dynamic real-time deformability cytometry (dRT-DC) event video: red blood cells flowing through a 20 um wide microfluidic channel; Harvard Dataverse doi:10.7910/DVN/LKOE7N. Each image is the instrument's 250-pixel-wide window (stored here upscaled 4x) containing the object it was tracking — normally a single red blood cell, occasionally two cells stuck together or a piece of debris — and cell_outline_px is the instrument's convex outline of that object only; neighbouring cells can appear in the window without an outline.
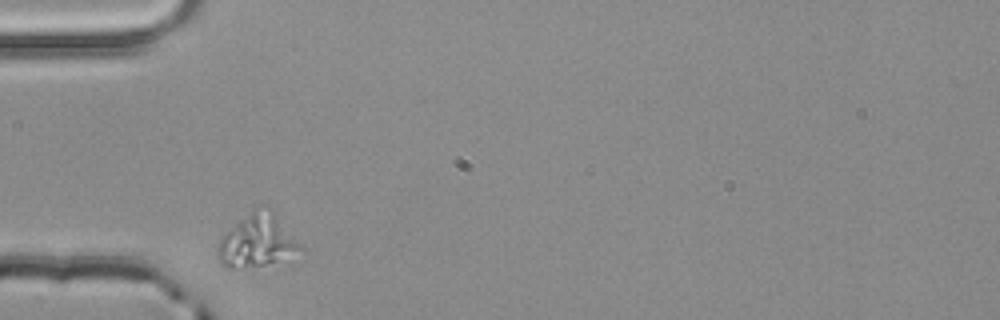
{"species": "common noctule bat (a hibernating species)", "species_latin": "Nyctalus noctula", "temperature_condition": "room temperature", "stored_images_in_passage": 3, "camera_frame_rate_fps": 3000, "um_per_image_px": 0.085, "animal": {"sex": "male", "body_mass_g": 20.4}, "frame": {"image": 1, "passage_image": 1, "time_ms": 0.0, "image_size_px": [1000, 320], "cell_outline_px": [[304, 252], [264, 264], [232, 268], [224, 268], [220, 264], [220, 240], [252, 208], [260, 204], [264, 204], [272, 212], [304, 248]], "centroid_in_image_um": [21.89, 20.45], "position_along_channel_um": 63.1, "area_um2": 24.45}}
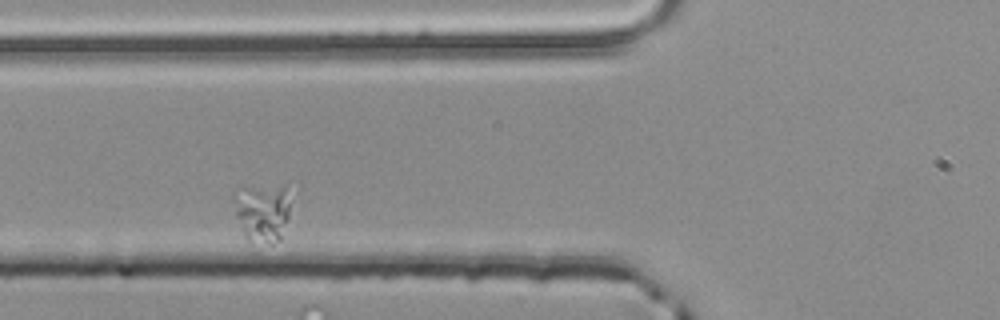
{"frame": {"image": 2, "passage_image": 2, "time_ms": 0.333, "image_size_px": [1000, 320], "cell_outline_px": [[288, 216], [280, 240], [272, 244], [248, 240], [236, 216], [232, 196], [232, 192], [244, 188], [284, 188], [288, 204]], "centroid_in_image_um": [22.24, 18.11], "position_along_channel_um": 103.6, "area_um2": 18.38}}
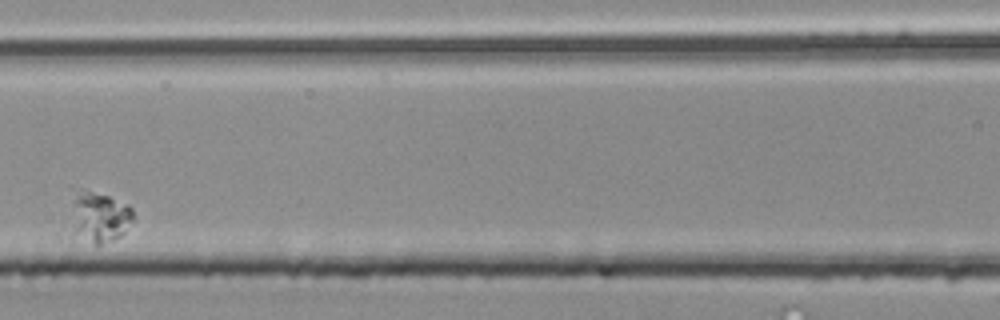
{"frame": {"image": 3, "passage_image": 3, "time_ms": 0.667, "image_size_px": [1000, 320], "cell_outline_px": [[132, 220], [124, 232], [120, 236], [112, 240], [100, 244], [96, 244], [72, 236], [72, 200], [76, 196], [88, 192], [108, 196], [128, 204], [132, 208]], "centroid_in_image_um": [8.45, 18.51], "position_along_channel_um": 158.2, "area_um2": 17.8}}